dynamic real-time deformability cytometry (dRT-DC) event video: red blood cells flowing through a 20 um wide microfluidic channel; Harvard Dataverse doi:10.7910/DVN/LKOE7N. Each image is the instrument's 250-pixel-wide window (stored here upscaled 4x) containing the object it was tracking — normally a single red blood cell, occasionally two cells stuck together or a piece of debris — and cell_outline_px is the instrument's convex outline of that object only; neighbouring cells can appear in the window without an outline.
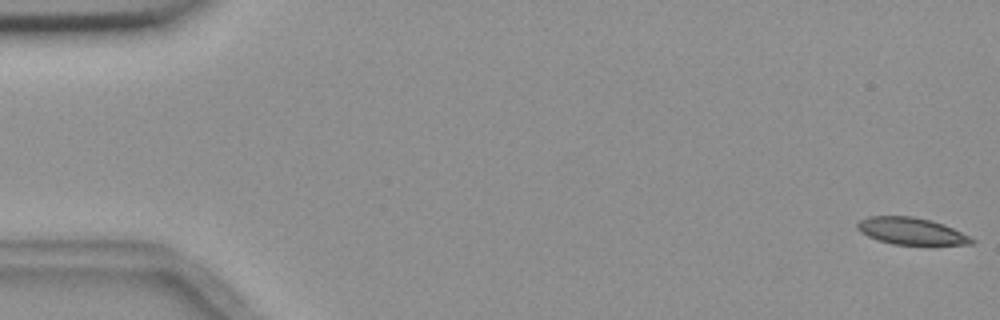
{"species": "common noctule bat (a hibernating species)", "species_latin": "Nyctalus noctula", "temperature_condition": "room temperature", "stored_images_in_passage": 6, "segment_of_instrument_passage": [2, 2], "camera_frame_rate_fps": 3000, "um_per_image_px": 0.085, "animal": {"sex": "female", "body_mass_g": 18.4}, "frame": {"image": 1, "passage_image": 6, "time_ms": 6.0, "image_size_px": [1000, 320], "cell_outline_px": [[976, 240], [972, 244], [892, 244], [868, 236], [860, 232], [856, 228], [856, 224], [860, 220], [868, 216], [912, 216], [932, 220], [944, 224]], "centroid_in_image_um": [77.42, 19.63], "position_along_channel_um": 7.6, "area_um2": 17.74}}